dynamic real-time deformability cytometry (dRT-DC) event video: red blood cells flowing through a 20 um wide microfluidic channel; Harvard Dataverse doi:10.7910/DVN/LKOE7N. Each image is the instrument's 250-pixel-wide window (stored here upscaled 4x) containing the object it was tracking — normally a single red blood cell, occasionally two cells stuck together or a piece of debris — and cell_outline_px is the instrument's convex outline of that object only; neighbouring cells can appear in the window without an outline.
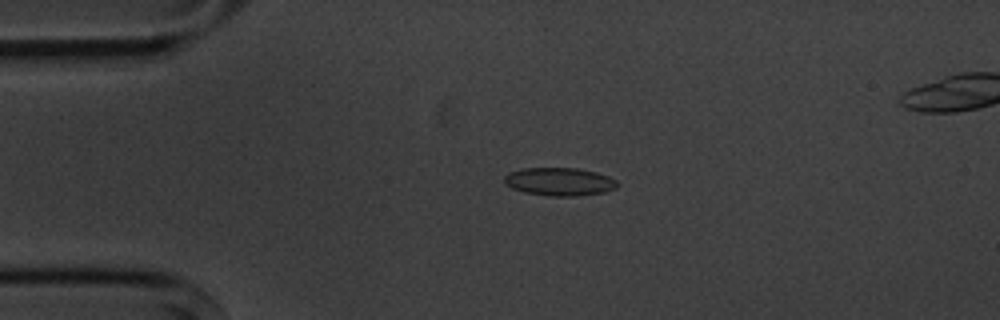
{"species": "common noctule bat (a hibernating species)", "species_latin": "Nyctalus noctula", "temperature_condition": "cold", "stored_images_in_passage": 6, "segment_of_instrument_passage": [1, 2], "camera_frame_rate_fps": 3000, "um_per_image_px": 0.085, "animal": {"sex": "male", "body_mass_g": 20.1, "forearm_length_mm": 53.5}, "frame": {"image": 1, "passage_image": 4, "time_ms": 3.333, "image_size_px": [1000, 320], "cell_outline_px": [[620, 184], [616, 188], [604, 192], [580, 196], [552, 196], [524, 192], [512, 188], [504, 184], [504, 176], [508, 172], [524, 168], [580, 168], [596, 172], [608, 176], [616, 180]], "centroid_in_image_um": [47.56, 15.44], "position_along_channel_um": 37.4, "area_um2": 18.67}}